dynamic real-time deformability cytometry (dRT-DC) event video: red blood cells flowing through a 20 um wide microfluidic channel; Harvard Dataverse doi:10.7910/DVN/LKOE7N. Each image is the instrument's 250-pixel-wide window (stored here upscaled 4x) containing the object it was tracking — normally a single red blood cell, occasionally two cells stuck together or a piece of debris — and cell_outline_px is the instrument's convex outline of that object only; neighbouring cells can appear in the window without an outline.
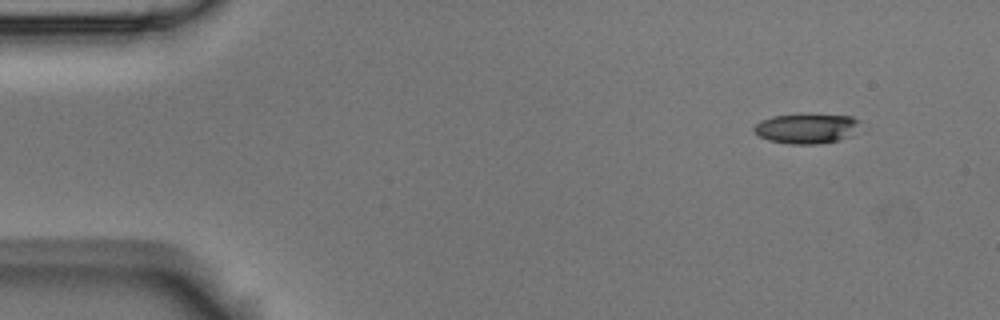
{"species": "Egyptian fruit bat (a non-hibernating species)", "species_latin": "Rousettus aegyptiacus", "temperature_condition": "room temperature", "stored_images_in_passage": 4, "camera_frame_rate_fps": 3000, "um_per_image_px": 0.085, "animal": {"sex": "male"}, "frame": {"image": 1, "passage_image": 1, "time_ms": 0.0, "image_size_px": [1000, 320], "cell_outline_px": [[860, 120], [852, 136], [840, 140], [820, 144], [792, 144], [768, 140], [760, 136], [752, 128], [760, 120], [772, 116], [852, 116]], "centroid_in_image_um": [68.55, 10.96], "position_along_channel_um": 16.4, "area_um2": 17.98}}
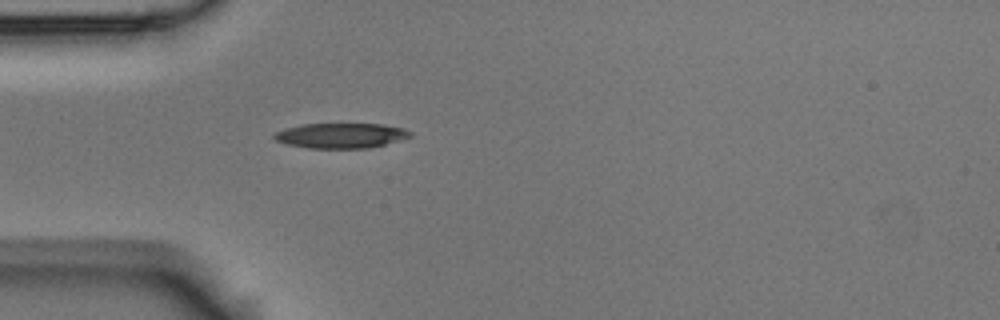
{"frame": {"image": 2, "passage_image": 4, "time_ms": 1.0, "image_size_px": [1000, 320], "cell_outline_px": [[412, 136], [400, 140], [368, 148], [308, 148], [288, 144], [276, 140], [272, 136], [276, 132], [284, 128], [304, 124], [384, 124], [404, 128], [412, 132]], "centroid_in_image_um": [28.99, 11.52], "position_along_channel_um": 56.0, "area_um2": 19.83}}